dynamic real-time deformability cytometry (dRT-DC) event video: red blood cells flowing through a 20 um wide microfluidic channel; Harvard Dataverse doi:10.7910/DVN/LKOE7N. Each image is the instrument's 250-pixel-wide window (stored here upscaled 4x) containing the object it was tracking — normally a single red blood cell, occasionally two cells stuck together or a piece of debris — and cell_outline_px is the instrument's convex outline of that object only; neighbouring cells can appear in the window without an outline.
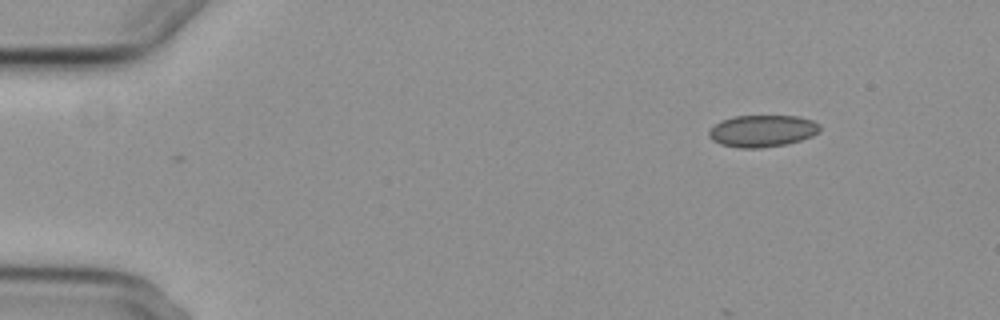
{"species": "common noctule bat (a hibernating species)", "species_latin": "Nyctalus noctula", "temperature_condition": "cold", "stored_images_in_passage": 2, "camera_frame_rate_fps": 3000, "um_per_image_px": 0.085, "animal": {"sex": "female", "body_mass_g": 29.2, "forearm_length_mm": 56.3}, "frame": {"image": 1, "passage_image": 2, "time_ms": 1.0, "image_size_px": [1000, 320], "cell_outline_px": [[820, 132], [812, 136], [800, 140], [784, 144], [760, 148], [740, 148], [720, 144], [712, 140], [708, 136], [708, 132], [720, 120], [736, 116], [796, 116], [812, 120], [820, 124]], "centroid_in_image_um": [64.8, 11.13], "position_along_channel_um": 20.2, "area_um2": 20.58}}